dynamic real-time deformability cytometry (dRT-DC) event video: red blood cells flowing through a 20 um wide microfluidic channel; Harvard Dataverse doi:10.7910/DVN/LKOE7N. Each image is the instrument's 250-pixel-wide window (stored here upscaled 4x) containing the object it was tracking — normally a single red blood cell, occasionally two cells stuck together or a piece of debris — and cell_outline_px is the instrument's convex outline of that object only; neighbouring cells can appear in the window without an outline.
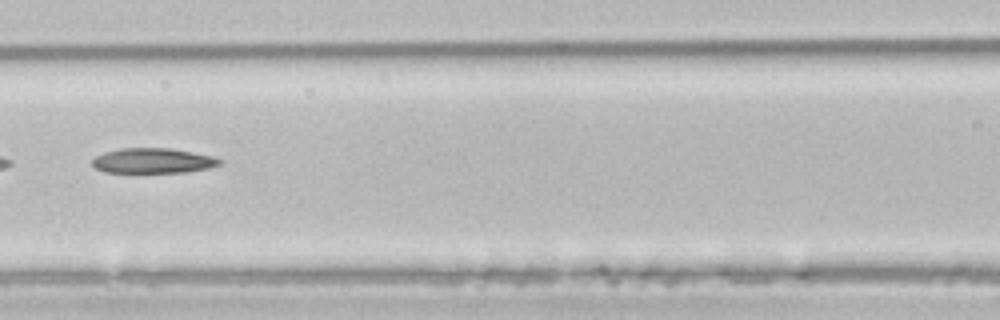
{"species": "common noctule bat (a hibernating species)", "species_latin": "Nyctalus noctula", "temperature_condition": "room temperature", "stored_images_in_passage": 5, "segment_of_instrument_passage": [2, 2], "camera_frame_rate_fps": 3000, "um_per_image_px": 0.085, "animal": {"sex": "male", "body_mass_g": 21.5, "forearm_length_mm": 52.0}, "frame": {"image": 1, "passage_image": 5, "time_ms": 5.667, "image_size_px": [1000, 320], "cell_outline_px": [[224, 160], [220, 164], [208, 168], [188, 172], [104, 172], [96, 168], [92, 164], [92, 160], [96, 156], [104, 152], [120, 148], [168, 148], [192, 152], [212, 156]], "centroid_in_image_um": [13.0, 13.66], "position_along_channel_um": 153.6, "area_um2": 18.55}}